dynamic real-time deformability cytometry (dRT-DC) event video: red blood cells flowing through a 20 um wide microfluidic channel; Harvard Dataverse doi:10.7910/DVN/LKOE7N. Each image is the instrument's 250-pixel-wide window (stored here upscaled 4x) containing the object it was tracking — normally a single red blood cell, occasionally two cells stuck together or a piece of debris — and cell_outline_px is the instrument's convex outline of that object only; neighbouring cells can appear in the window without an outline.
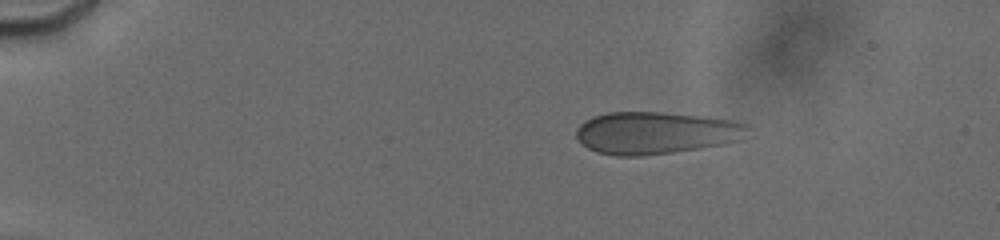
{"species": "human", "species_latin": "Homo sapiens", "temperature_condition": "cold", "stored_images_in_passage": 17, "camera_frame_rate_fps": 3000, "um_per_image_px": 0.085, "donor": {"sex": "male"}, "frame": {"image": 1, "passage_image": 3, "time_ms": 1.333, "image_size_px": [1000, 240], "cell_outline_px": [[748, 128], [740, 140], [724, 144], [672, 152], [640, 156], [616, 156], [596, 152], [588, 148], [576, 136], [576, 128], [584, 120], [608, 112], [660, 112], [700, 116], [728, 120], [744, 124]], "centroid_in_image_um": [55.67, 11.3], "position_along_channel_um": 29.3, "area_um2": 41.73}}
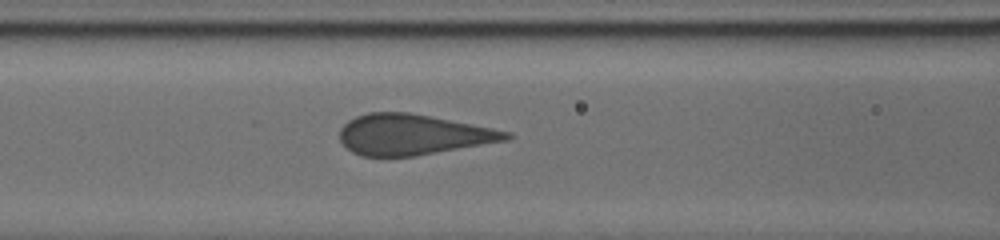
{"frame": {"image": 2, "passage_image": 11, "time_ms": 6.333, "image_size_px": [1000, 240], "cell_outline_px": [[512, 136], [508, 140], [416, 156], [360, 156], [352, 152], [340, 140], [340, 128], [348, 120], [356, 116], [368, 112], [408, 112], [492, 128], [512, 132]], "centroid_in_image_um": [35.07, 11.44], "position_along_channel_um": 131.5, "area_um2": 39.19}}
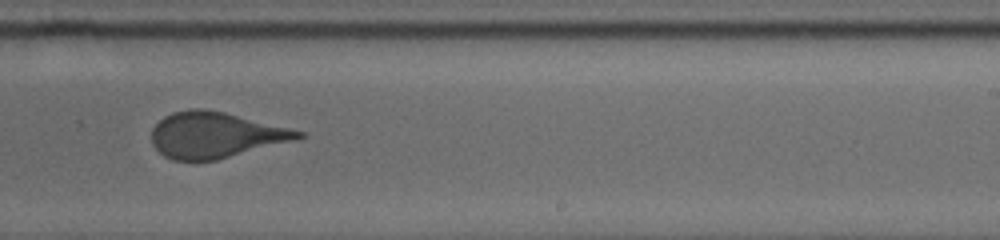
{"frame": {"image": 3, "passage_image": 16, "time_ms": 10.0, "image_size_px": [1000, 240], "cell_outline_px": [[304, 136], [292, 140], [216, 160], [172, 160], [164, 156], [152, 144], [152, 128], [164, 116], [172, 112], [192, 108], [200, 108], [224, 112], [304, 132]], "centroid_in_image_um": [18.23, 11.47], "position_along_channel_um": 270.8, "area_um2": 38.44}}